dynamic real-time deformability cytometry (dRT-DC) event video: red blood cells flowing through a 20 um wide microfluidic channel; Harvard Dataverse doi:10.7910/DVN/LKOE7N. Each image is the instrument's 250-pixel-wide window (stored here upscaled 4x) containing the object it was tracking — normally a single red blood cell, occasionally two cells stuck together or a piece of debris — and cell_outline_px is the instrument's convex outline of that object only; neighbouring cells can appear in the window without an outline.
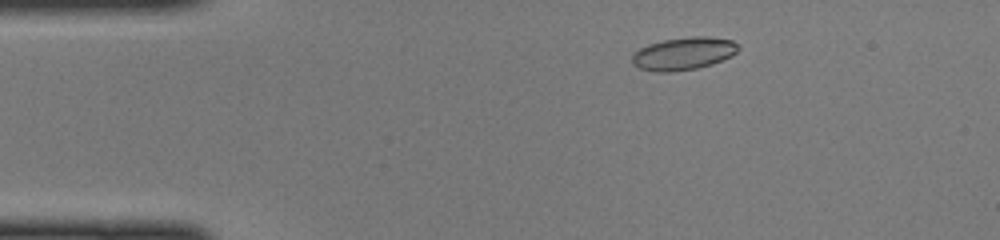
{"species": "common noctule bat (a hibernating species)", "species_latin": "Nyctalus noctula", "temperature_condition": "cold", "stored_images_in_passage": 40, "camera_frame_rate_fps": 3000, "um_per_image_px": 0.085, "animal": {"sex": "female", "body_mass_g": 22.0, "forearm_length_mm": 56.7}, "frame": {"image": 1, "passage_image": 1, "time_ms": 0.0, "image_size_px": [1000, 240], "cell_outline_px": [[740, 48], [732, 56], [712, 64], [696, 68], [672, 72], [656, 72], [640, 68], [632, 64], [632, 56], [640, 48], [648, 44], [664, 40], [692, 36], [708, 36], [732, 40]], "centroid_in_image_um": [58.11, 4.55], "position_along_channel_um": 26.9, "area_um2": 20.17}}
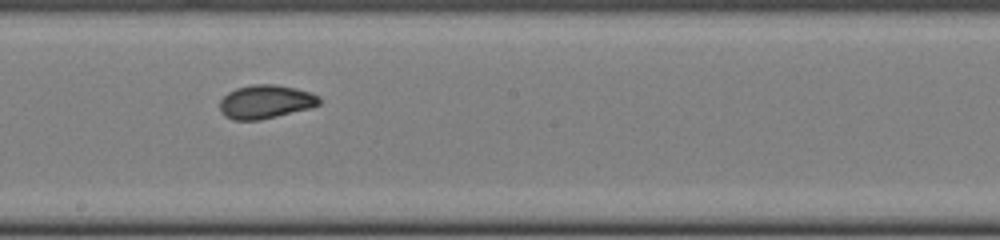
{"frame": {"image": 2, "passage_image": 19, "time_ms": 6.0, "image_size_px": [1000, 240], "cell_outline_px": [[320, 104], [312, 108], [260, 120], [232, 120], [224, 116], [220, 112], [220, 100], [228, 92], [236, 88], [252, 84], [276, 84], [296, 88], [320, 96]], "centroid_in_image_um": [22.57, 8.65], "position_along_channel_um": 225.6, "area_um2": 19.71}}
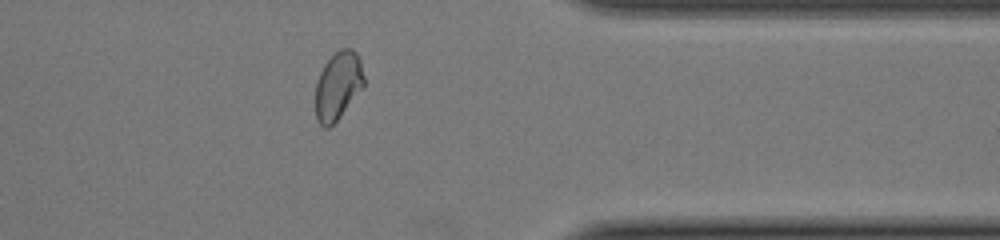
{"frame": {"image": 3, "passage_image": 31, "time_ms": 10.0, "image_size_px": [1000, 240], "cell_outline_px": [[364, 88], [340, 116], [328, 128], [324, 128], [316, 120], [316, 80], [324, 64], [340, 48], [352, 48], [356, 52], [360, 60], [364, 76]], "centroid_in_image_um": [28.74, 7.28], "position_along_channel_um": 382.7, "area_um2": 19.31}}